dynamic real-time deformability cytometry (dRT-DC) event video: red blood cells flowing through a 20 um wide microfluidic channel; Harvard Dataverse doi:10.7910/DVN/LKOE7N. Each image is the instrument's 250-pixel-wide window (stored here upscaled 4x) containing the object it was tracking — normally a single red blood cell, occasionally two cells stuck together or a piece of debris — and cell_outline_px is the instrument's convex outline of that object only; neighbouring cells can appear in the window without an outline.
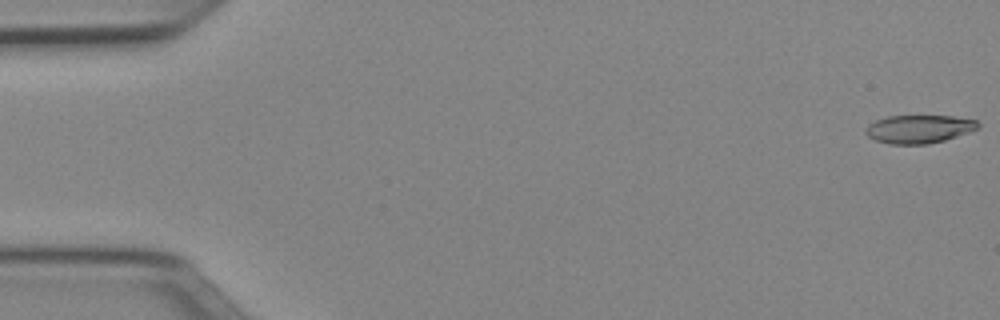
{"species": "Egyptian fruit bat (a non-hibernating species)", "species_latin": "Rousettus aegyptiacus", "temperature_condition": "cold", "stored_images_in_passage": 51, "camera_frame_rate_fps": 3000, "um_per_image_px": 0.085, "animal": {"sex": "female"}, "frame": {"image": 1, "passage_image": 1, "time_ms": 0.0, "image_size_px": [1000, 320], "cell_outline_px": [[980, 124], [976, 128], [968, 132], [944, 140], [928, 144], [888, 144], [876, 140], [868, 136], [864, 132], [868, 124], [876, 120], [888, 116], [952, 116], [976, 120]], "centroid_in_image_um": [78.07, 10.97], "position_along_channel_um": 6.9, "area_um2": 18.32}}
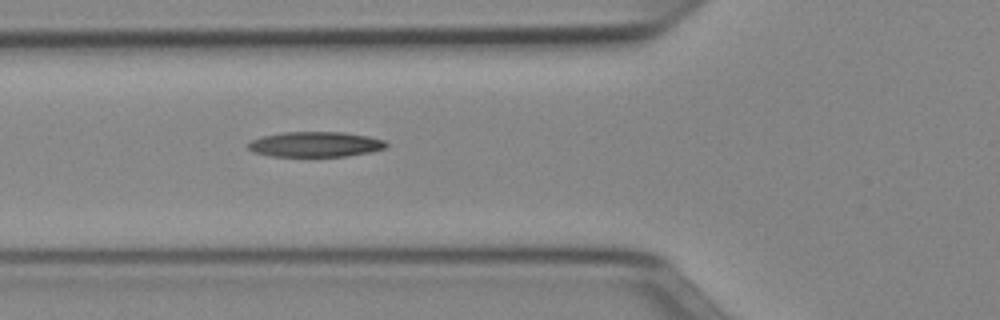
{"frame": {"image": 2, "passage_image": 19, "time_ms": 6.0, "image_size_px": [1000, 320], "cell_outline_px": [[388, 144], [384, 148], [372, 152], [348, 156], [272, 156], [252, 152], [248, 148], [248, 144], [252, 140], [264, 136], [284, 132], [344, 132], [368, 136], [384, 140]], "centroid_in_image_um": [26.83, 12.27], "position_along_channel_um": 99.0, "area_um2": 20.23}}
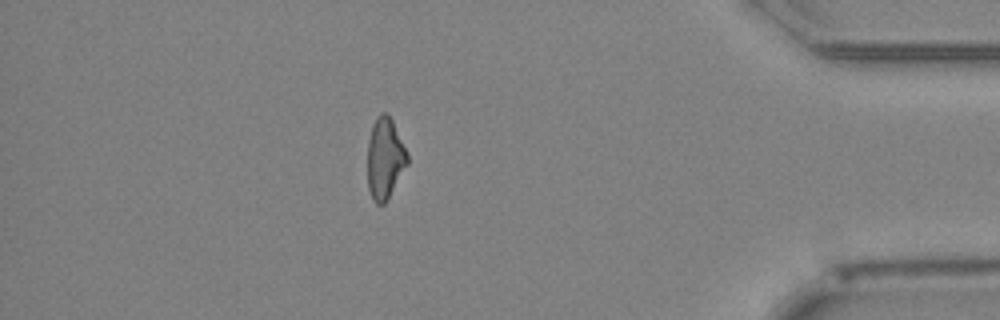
{"frame": {"image": 3, "passage_image": 45, "time_ms": 14.667, "image_size_px": [1000, 320], "cell_outline_px": [[408, 164], [384, 204], [376, 204], [372, 200], [368, 188], [368, 140], [372, 124], [376, 116], [380, 112], [388, 112], [392, 120], [408, 156]], "centroid_in_image_um": [32.7, 13.44], "position_along_channel_um": 402.5, "area_um2": 18.79}}